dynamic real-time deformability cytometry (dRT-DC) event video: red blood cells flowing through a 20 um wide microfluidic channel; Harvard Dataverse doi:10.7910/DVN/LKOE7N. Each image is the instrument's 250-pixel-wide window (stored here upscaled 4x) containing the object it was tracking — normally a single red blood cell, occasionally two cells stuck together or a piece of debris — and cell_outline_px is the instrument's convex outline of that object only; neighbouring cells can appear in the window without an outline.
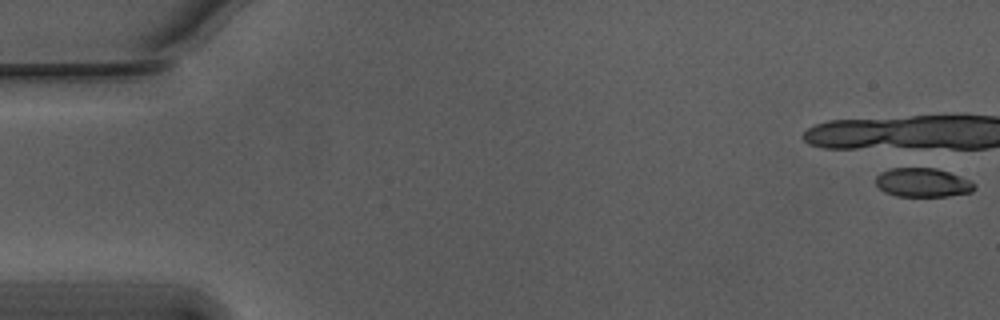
{"species": "Egyptian fruit bat (a non-hibernating species)", "species_latin": "Rousettus aegyptiacus", "temperature_condition": "warm", "stored_images_in_passage": 1, "camera_frame_rate_fps": 3000, "um_per_image_px": 0.085, "animal": {"sex": "male"}, "frame": {"image": 1, "passage_image": 1, "time_ms": 0.0, "image_size_px": [1000, 320], "cell_outline_px": [[976, 188], [972, 192], [948, 196], [896, 196], [884, 192], [876, 184], [876, 176], [880, 172], [892, 168], [936, 168], [972, 180], [976, 184]], "centroid_in_image_um": [78.46, 15.52], "position_along_channel_um": 6.5, "area_um2": 16.76}}